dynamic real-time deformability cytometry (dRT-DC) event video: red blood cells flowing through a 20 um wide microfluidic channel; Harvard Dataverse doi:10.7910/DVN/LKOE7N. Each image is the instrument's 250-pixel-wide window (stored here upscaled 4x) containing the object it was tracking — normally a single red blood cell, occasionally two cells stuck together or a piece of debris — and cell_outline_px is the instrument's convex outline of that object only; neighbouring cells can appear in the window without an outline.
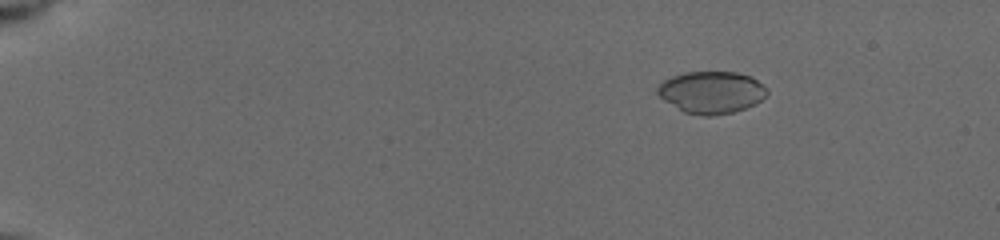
{"species": "common noctule bat (a hibernating species)", "species_latin": "Nyctalus noctula", "temperature_condition": "cold", "stored_images_in_passage": 26, "camera_frame_rate_fps": 3000, "um_per_image_px": 0.085, "animal": {"sex": "female", "body_mass_g": 19.5, "forearm_length_mm": 54.1}, "frame": {"image": 1, "passage_image": 5, "time_ms": 2.0, "image_size_px": [1000, 240], "cell_outline_px": [[768, 92], [756, 104], [732, 112], [712, 116], [700, 116], [684, 112], [664, 100], [656, 92], [656, 88], [664, 80], [672, 76], [684, 72], [736, 72], [752, 76]], "centroid_in_image_um": [60.44, 7.84], "position_along_channel_um": 24.6, "area_um2": 26.7}}
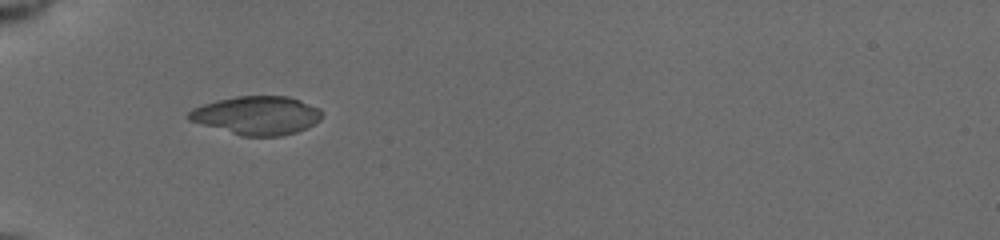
{"frame": {"image": 2, "passage_image": 18, "time_ms": 5.667, "image_size_px": [1000, 240], "cell_outline_px": [[324, 116], [320, 120], [308, 128], [296, 132], [280, 136], [240, 136], [188, 120], [188, 112], [192, 108], [204, 104], [236, 96], [288, 96], [300, 100], [320, 108], [324, 112]], "centroid_in_image_um": [21.88, 9.81], "position_along_channel_um": 63.1, "area_um2": 30.06}}
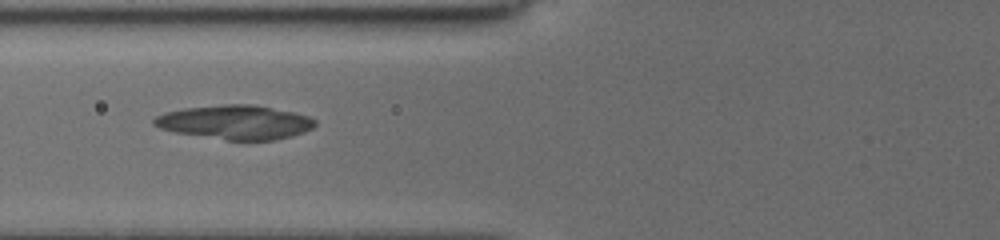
{"frame": {"image": 3, "passage_image": 25, "time_ms": 7.0, "image_size_px": [1000, 240], "cell_outline_px": [[316, 124], [312, 128], [304, 132], [292, 136], [276, 140], [228, 140], [176, 132], [160, 128], [152, 124], [152, 120], [156, 116], [164, 112], [184, 108], [220, 104], [256, 104], [292, 112], [308, 116], [316, 120]], "centroid_in_image_um": [20.0, 10.38], "position_along_channel_um": 105.8, "area_um2": 32.08}}